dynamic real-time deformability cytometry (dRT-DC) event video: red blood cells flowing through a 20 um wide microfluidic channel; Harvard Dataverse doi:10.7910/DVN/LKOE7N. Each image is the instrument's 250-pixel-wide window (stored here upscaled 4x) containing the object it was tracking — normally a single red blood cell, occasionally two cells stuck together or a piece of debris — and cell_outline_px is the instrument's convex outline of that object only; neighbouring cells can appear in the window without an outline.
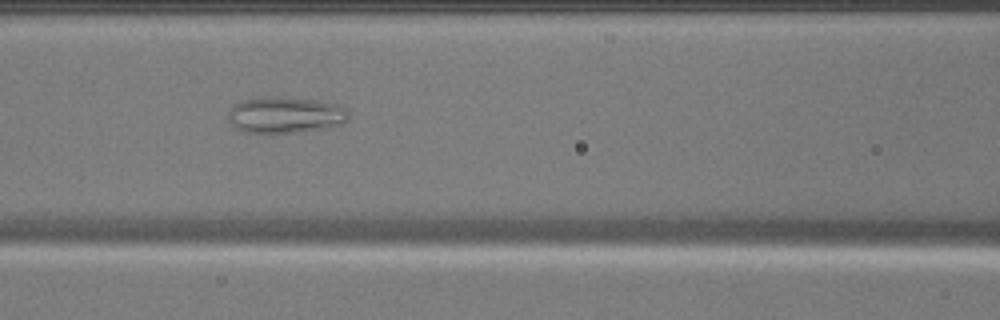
{"species": "common noctule bat (a hibernating species)", "species_latin": "Nyctalus noctula", "temperature_condition": "warm", "stored_images_in_passage": 46, "camera_frame_rate_fps": 3000, "um_per_image_px": 0.085, "animal": {"sex": "male", "body_mass_g": 17.9}, "frame": {"image": 1, "passage_image": 22, "time_ms": 7.0, "image_size_px": [1000, 320], "cell_outline_px": [[348, 120], [340, 124], [324, 128], [292, 132], [244, 132], [236, 128], [228, 120], [228, 108], [240, 100], [260, 96], [280, 96], [316, 100], [336, 104], [344, 108], [348, 112]], "centroid_in_image_um": [24.18, 9.74], "position_along_channel_um": 142.4, "area_um2": 25.55}}
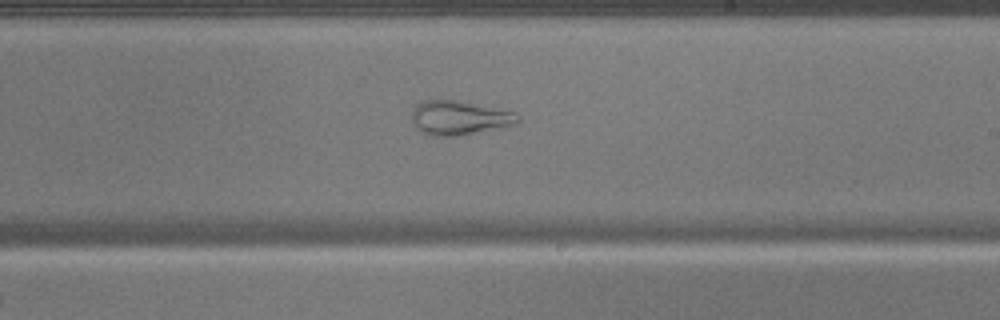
{"frame": {"image": 2, "passage_image": 30, "time_ms": 9.667, "image_size_px": [1000, 320], "cell_outline_px": [[520, 120], [516, 124], [456, 136], [432, 136], [416, 128], [412, 120], [412, 112], [416, 104], [424, 100], [456, 100], [516, 112], [520, 116]], "centroid_in_image_um": [39.03, 10.01], "position_along_channel_um": 250.0, "area_um2": 20.92}}
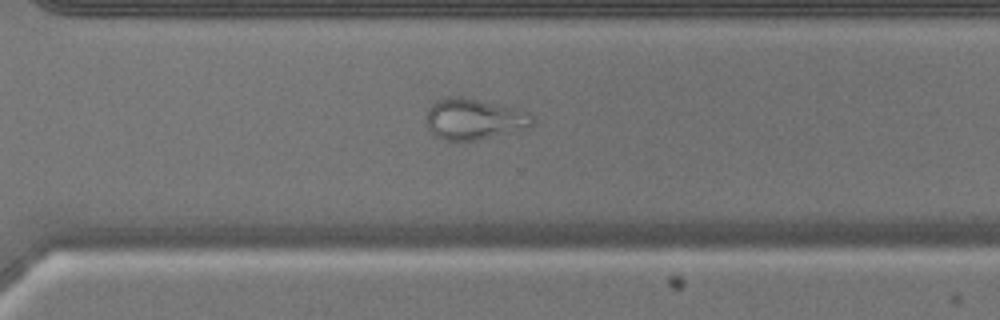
{"frame": {"image": 3, "passage_image": 36, "time_ms": 11.667, "image_size_px": [1000, 320], "cell_outline_px": [[536, 120], [528, 128], [516, 132], [480, 140], [444, 140], [436, 136], [428, 128], [428, 108], [436, 100], [448, 96], [464, 96], [520, 108], [532, 112]], "centroid_in_image_um": [40.4, 10.1], "position_along_channel_um": 330.2, "area_um2": 26.07}}